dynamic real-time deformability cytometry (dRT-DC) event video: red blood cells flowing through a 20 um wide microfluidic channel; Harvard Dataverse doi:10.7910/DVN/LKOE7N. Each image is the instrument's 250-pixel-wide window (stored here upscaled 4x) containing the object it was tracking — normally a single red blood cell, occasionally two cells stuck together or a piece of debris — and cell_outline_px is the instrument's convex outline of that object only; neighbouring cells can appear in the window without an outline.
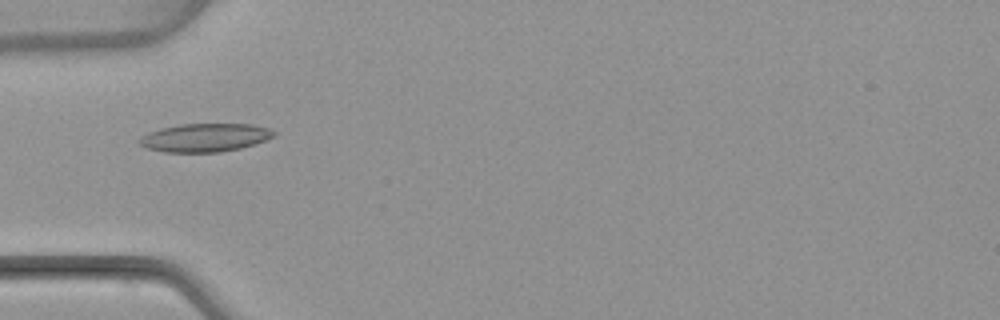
{"species": "common noctule bat (a hibernating species)", "species_latin": "Nyctalus noctula", "temperature_condition": "warm", "stored_images_in_passage": 7, "camera_frame_rate_fps": 3000, "um_per_image_px": 0.085, "animal": {"sex": "female", "body_mass_g": 22.7, "forearm_length_mm": 54.2}, "frame": {"image": 1, "passage_image": 5, "time_ms": 5.0, "image_size_px": [1000, 320], "cell_outline_px": [[276, 136], [240, 148], [220, 152], [164, 152], [148, 148], [140, 144], [136, 140], [140, 136], [148, 132], [160, 128], [180, 124], [252, 124], [268, 128], [276, 132]], "centroid_in_image_um": [17.38, 11.69], "position_along_channel_um": 67.6, "area_um2": 22.2}}
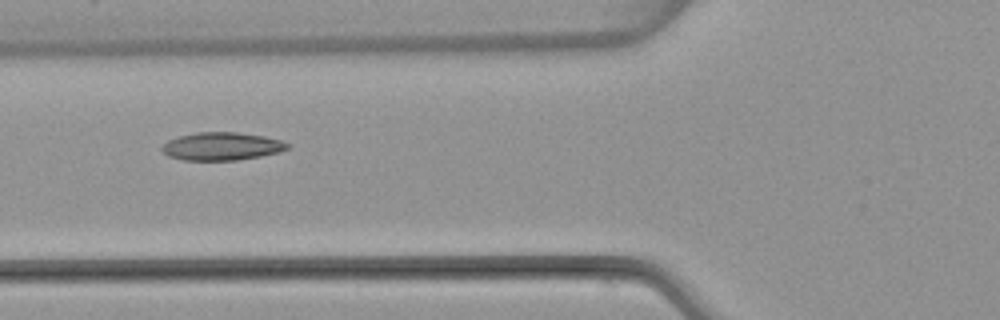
{"frame": {"image": 2, "passage_image": 6, "time_ms": 6.0, "image_size_px": [1000, 320], "cell_outline_px": [[292, 144], [288, 148], [280, 152], [260, 156], [236, 160], [184, 160], [168, 156], [160, 148], [168, 140], [180, 136], [196, 132], [236, 132], [264, 136], [280, 140]], "centroid_in_image_um": [18.86, 12.43], "position_along_channel_um": 106.9, "area_um2": 20.4}}
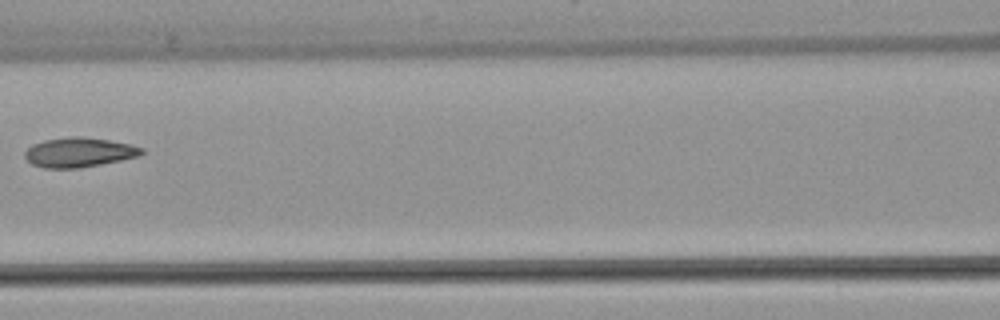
{"frame": {"image": 3, "passage_image": 7, "time_ms": 7.333, "image_size_px": [1000, 320], "cell_outline_px": [[144, 152], [140, 156], [80, 168], [44, 168], [32, 164], [24, 156], [24, 152], [32, 144], [44, 140], [72, 136], [80, 136], [108, 140], [128, 144], [144, 148]], "centroid_in_image_um": [6.7, 12.95], "position_along_channel_um": 159.9, "area_um2": 20.06}}